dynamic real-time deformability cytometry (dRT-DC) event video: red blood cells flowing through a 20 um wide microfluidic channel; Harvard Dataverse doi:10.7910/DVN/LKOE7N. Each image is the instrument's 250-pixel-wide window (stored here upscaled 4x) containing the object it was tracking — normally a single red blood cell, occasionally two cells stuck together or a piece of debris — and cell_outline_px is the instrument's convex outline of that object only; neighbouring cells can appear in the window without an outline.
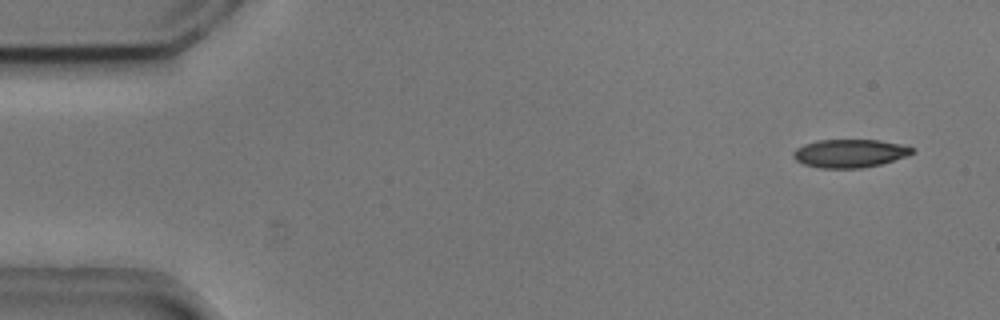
{"species": "common noctule bat (a hibernating species)", "species_latin": "Nyctalus noctula", "temperature_condition": "cold", "stored_images_in_passage": 6, "camera_frame_rate_fps": 3000, "um_per_image_px": 0.085, "animal": {"sex": "male", "body_mass_g": 20.5, "forearm_length_mm": 52.5}, "frame": {"image": 1, "passage_image": 1, "time_ms": 0.0, "image_size_px": [1000, 320], "cell_outline_px": [[916, 152], [908, 156], [880, 164], [864, 168], [820, 168], [804, 164], [796, 160], [792, 156], [792, 152], [796, 148], [804, 144], [816, 140], [880, 140], [900, 144], [916, 148]], "centroid_in_image_um": [72.25, 13.03], "position_along_channel_um": 12.7, "area_um2": 19.77}}